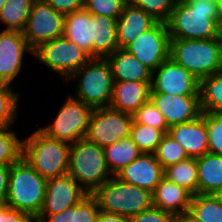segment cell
<instances>
[{"label": "cell", "instance_id": "6da1fadb", "mask_svg": "<svg viewBox=\"0 0 222 222\" xmlns=\"http://www.w3.org/2000/svg\"><path fill=\"white\" fill-rule=\"evenodd\" d=\"M170 39L222 38L217 4L207 0L176 2L166 21Z\"/></svg>", "mask_w": 222, "mask_h": 222}, {"label": "cell", "instance_id": "7a4b0ae2", "mask_svg": "<svg viewBox=\"0 0 222 222\" xmlns=\"http://www.w3.org/2000/svg\"><path fill=\"white\" fill-rule=\"evenodd\" d=\"M169 57L200 82L222 72V38L170 39Z\"/></svg>", "mask_w": 222, "mask_h": 222}, {"label": "cell", "instance_id": "3957f363", "mask_svg": "<svg viewBox=\"0 0 222 222\" xmlns=\"http://www.w3.org/2000/svg\"><path fill=\"white\" fill-rule=\"evenodd\" d=\"M46 184L47 179L22 157L11 165L5 204L37 218L45 198Z\"/></svg>", "mask_w": 222, "mask_h": 222}, {"label": "cell", "instance_id": "277c9868", "mask_svg": "<svg viewBox=\"0 0 222 222\" xmlns=\"http://www.w3.org/2000/svg\"><path fill=\"white\" fill-rule=\"evenodd\" d=\"M70 144L48 137L40 129L23 139V157L45 179L68 174Z\"/></svg>", "mask_w": 222, "mask_h": 222}, {"label": "cell", "instance_id": "5b68a950", "mask_svg": "<svg viewBox=\"0 0 222 222\" xmlns=\"http://www.w3.org/2000/svg\"><path fill=\"white\" fill-rule=\"evenodd\" d=\"M68 174L88 193L93 194L113 175L109 171L103 147L86 138L70 144Z\"/></svg>", "mask_w": 222, "mask_h": 222}, {"label": "cell", "instance_id": "8992f818", "mask_svg": "<svg viewBox=\"0 0 222 222\" xmlns=\"http://www.w3.org/2000/svg\"><path fill=\"white\" fill-rule=\"evenodd\" d=\"M92 195L96 198L99 209L127 217L153 206L150 191L124 182L116 175L110 177Z\"/></svg>", "mask_w": 222, "mask_h": 222}, {"label": "cell", "instance_id": "52a82bcc", "mask_svg": "<svg viewBox=\"0 0 222 222\" xmlns=\"http://www.w3.org/2000/svg\"><path fill=\"white\" fill-rule=\"evenodd\" d=\"M72 79L74 81L79 80L75 99L82 101L93 109L110 106L113 77L111 66L106 58H91L67 81Z\"/></svg>", "mask_w": 222, "mask_h": 222}, {"label": "cell", "instance_id": "ba28073f", "mask_svg": "<svg viewBox=\"0 0 222 222\" xmlns=\"http://www.w3.org/2000/svg\"><path fill=\"white\" fill-rule=\"evenodd\" d=\"M93 108L68 96L62 104L54 121L40 128L48 137L72 144L85 138L90 124Z\"/></svg>", "mask_w": 222, "mask_h": 222}, {"label": "cell", "instance_id": "9c48e42d", "mask_svg": "<svg viewBox=\"0 0 222 222\" xmlns=\"http://www.w3.org/2000/svg\"><path fill=\"white\" fill-rule=\"evenodd\" d=\"M33 56L66 81L91 59L85 51L63 36L42 43L34 50Z\"/></svg>", "mask_w": 222, "mask_h": 222}, {"label": "cell", "instance_id": "30bf717a", "mask_svg": "<svg viewBox=\"0 0 222 222\" xmlns=\"http://www.w3.org/2000/svg\"><path fill=\"white\" fill-rule=\"evenodd\" d=\"M133 116L112 107L94 108L85 138L100 147L129 136Z\"/></svg>", "mask_w": 222, "mask_h": 222}, {"label": "cell", "instance_id": "8fae6325", "mask_svg": "<svg viewBox=\"0 0 222 222\" xmlns=\"http://www.w3.org/2000/svg\"><path fill=\"white\" fill-rule=\"evenodd\" d=\"M65 15L44 0H35L23 31L27 44L35 50L44 42L63 36Z\"/></svg>", "mask_w": 222, "mask_h": 222}, {"label": "cell", "instance_id": "7c38bea8", "mask_svg": "<svg viewBox=\"0 0 222 222\" xmlns=\"http://www.w3.org/2000/svg\"><path fill=\"white\" fill-rule=\"evenodd\" d=\"M124 49L153 72L169 58L170 34L166 22L158 21Z\"/></svg>", "mask_w": 222, "mask_h": 222}, {"label": "cell", "instance_id": "4fadbf2b", "mask_svg": "<svg viewBox=\"0 0 222 222\" xmlns=\"http://www.w3.org/2000/svg\"><path fill=\"white\" fill-rule=\"evenodd\" d=\"M150 86V92L178 96H200L199 81L170 57L152 72Z\"/></svg>", "mask_w": 222, "mask_h": 222}, {"label": "cell", "instance_id": "5bb4252c", "mask_svg": "<svg viewBox=\"0 0 222 222\" xmlns=\"http://www.w3.org/2000/svg\"><path fill=\"white\" fill-rule=\"evenodd\" d=\"M88 193L69 174L47 180L39 215H54L78 204Z\"/></svg>", "mask_w": 222, "mask_h": 222}, {"label": "cell", "instance_id": "9a60e30c", "mask_svg": "<svg viewBox=\"0 0 222 222\" xmlns=\"http://www.w3.org/2000/svg\"><path fill=\"white\" fill-rule=\"evenodd\" d=\"M33 55L23 32L2 30L0 32V83L10 84L21 72L24 54Z\"/></svg>", "mask_w": 222, "mask_h": 222}, {"label": "cell", "instance_id": "2e32d148", "mask_svg": "<svg viewBox=\"0 0 222 222\" xmlns=\"http://www.w3.org/2000/svg\"><path fill=\"white\" fill-rule=\"evenodd\" d=\"M150 100L163 114L168 127L193 121L202 115L200 96L150 92Z\"/></svg>", "mask_w": 222, "mask_h": 222}, {"label": "cell", "instance_id": "e0dca14e", "mask_svg": "<svg viewBox=\"0 0 222 222\" xmlns=\"http://www.w3.org/2000/svg\"><path fill=\"white\" fill-rule=\"evenodd\" d=\"M116 176L124 182L153 193L164 177V169L157 161L155 153L142 152L134 161L121 169Z\"/></svg>", "mask_w": 222, "mask_h": 222}, {"label": "cell", "instance_id": "ac0fdd59", "mask_svg": "<svg viewBox=\"0 0 222 222\" xmlns=\"http://www.w3.org/2000/svg\"><path fill=\"white\" fill-rule=\"evenodd\" d=\"M168 134L182 146L189 158H197L209 152L204 112L193 121L170 126Z\"/></svg>", "mask_w": 222, "mask_h": 222}, {"label": "cell", "instance_id": "d6986e66", "mask_svg": "<svg viewBox=\"0 0 222 222\" xmlns=\"http://www.w3.org/2000/svg\"><path fill=\"white\" fill-rule=\"evenodd\" d=\"M157 22L151 14L128 1L117 19L116 39L118 48H125Z\"/></svg>", "mask_w": 222, "mask_h": 222}, {"label": "cell", "instance_id": "ffe728a7", "mask_svg": "<svg viewBox=\"0 0 222 222\" xmlns=\"http://www.w3.org/2000/svg\"><path fill=\"white\" fill-rule=\"evenodd\" d=\"M151 82L113 81L110 107L134 114L150 99Z\"/></svg>", "mask_w": 222, "mask_h": 222}, {"label": "cell", "instance_id": "44dd1931", "mask_svg": "<svg viewBox=\"0 0 222 222\" xmlns=\"http://www.w3.org/2000/svg\"><path fill=\"white\" fill-rule=\"evenodd\" d=\"M106 59L111 66L113 81L151 82L152 80V71L124 48H118Z\"/></svg>", "mask_w": 222, "mask_h": 222}, {"label": "cell", "instance_id": "7402d4cb", "mask_svg": "<svg viewBox=\"0 0 222 222\" xmlns=\"http://www.w3.org/2000/svg\"><path fill=\"white\" fill-rule=\"evenodd\" d=\"M152 197L154 207L175 215L189 210L192 195L182 186L163 177Z\"/></svg>", "mask_w": 222, "mask_h": 222}, {"label": "cell", "instance_id": "603a6c76", "mask_svg": "<svg viewBox=\"0 0 222 222\" xmlns=\"http://www.w3.org/2000/svg\"><path fill=\"white\" fill-rule=\"evenodd\" d=\"M92 58H107L118 49L117 19L91 14Z\"/></svg>", "mask_w": 222, "mask_h": 222}, {"label": "cell", "instance_id": "cb8c5ba5", "mask_svg": "<svg viewBox=\"0 0 222 222\" xmlns=\"http://www.w3.org/2000/svg\"><path fill=\"white\" fill-rule=\"evenodd\" d=\"M63 37L75 43L92 58L91 13L83 8L66 14Z\"/></svg>", "mask_w": 222, "mask_h": 222}, {"label": "cell", "instance_id": "d4e9b609", "mask_svg": "<svg viewBox=\"0 0 222 222\" xmlns=\"http://www.w3.org/2000/svg\"><path fill=\"white\" fill-rule=\"evenodd\" d=\"M198 191L217 195L222 190V155L206 153L196 158Z\"/></svg>", "mask_w": 222, "mask_h": 222}, {"label": "cell", "instance_id": "484cf974", "mask_svg": "<svg viewBox=\"0 0 222 222\" xmlns=\"http://www.w3.org/2000/svg\"><path fill=\"white\" fill-rule=\"evenodd\" d=\"M103 149L107 167L112 175H116L142 153L129 136Z\"/></svg>", "mask_w": 222, "mask_h": 222}, {"label": "cell", "instance_id": "4316f807", "mask_svg": "<svg viewBox=\"0 0 222 222\" xmlns=\"http://www.w3.org/2000/svg\"><path fill=\"white\" fill-rule=\"evenodd\" d=\"M199 94L202 112L222 116V72L202 79Z\"/></svg>", "mask_w": 222, "mask_h": 222}, {"label": "cell", "instance_id": "83f0119b", "mask_svg": "<svg viewBox=\"0 0 222 222\" xmlns=\"http://www.w3.org/2000/svg\"><path fill=\"white\" fill-rule=\"evenodd\" d=\"M164 177L182 186L192 196L198 191V169L196 158H188L164 169Z\"/></svg>", "mask_w": 222, "mask_h": 222}, {"label": "cell", "instance_id": "f1b7e54d", "mask_svg": "<svg viewBox=\"0 0 222 222\" xmlns=\"http://www.w3.org/2000/svg\"><path fill=\"white\" fill-rule=\"evenodd\" d=\"M35 0H7L0 10V22L6 25L3 30L23 32Z\"/></svg>", "mask_w": 222, "mask_h": 222}, {"label": "cell", "instance_id": "f546056e", "mask_svg": "<svg viewBox=\"0 0 222 222\" xmlns=\"http://www.w3.org/2000/svg\"><path fill=\"white\" fill-rule=\"evenodd\" d=\"M189 210L201 222H222V200L218 195L198 193L192 196Z\"/></svg>", "mask_w": 222, "mask_h": 222}, {"label": "cell", "instance_id": "4dcf8cb0", "mask_svg": "<svg viewBox=\"0 0 222 222\" xmlns=\"http://www.w3.org/2000/svg\"><path fill=\"white\" fill-rule=\"evenodd\" d=\"M164 135L160 129L134 121L131 123L129 137L141 152L155 153Z\"/></svg>", "mask_w": 222, "mask_h": 222}, {"label": "cell", "instance_id": "1f68e13d", "mask_svg": "<svg viewBox=\"0 0 222 222\" xmlns=\"http://www.w3.org/2000/svg\"><path fill=\"white\" fill-rule=\"evenodd\" d=\"M10 127H0V163L9 166L23 157V139H18Z\"/></svg>", "mask_w": 222, "mask_h": 222}, {"label": "cell", "instance_id": "d6a6232c", "mask_svg": "<svg viewBox=\"0 0 222 222\" xmlns=\"http://www.w3.org/2000/svg\"><path fill=\"white\" fill-rule=\"evenodd\" d=\"M155 156L163 169L189 158L182 146L168 133L162 137Z\"/></svg>", "mask_w": 222, "mask_h": 222}, {"label": "cell", "instance_id": "836d02e7", "mask_svg": "<svg viewBox=\"0 0 222 222\" xmlns=\"http://www.w3.org/2000/svg\"><path fill=\"white\" fill-rule=\"evenodd\" d=\"M19 94L10 84L0 83V127L12 126L16 120Z\"/></svg>", "mask_w": 222, "mask_h": 222}, {"label": "cell", "instance_id": "e575fe53", "mask_svg": "<svg viewBox=\"0 0 222 222\" xmlns=\"http://www.w3.org/2000/svg\"><path fill=\"white\" fill-rule=\"evenodd\" d=\"M132 116L134 122L160 129L164 134L168 133L169 127L165 122L163 114L155 107L150 99Z\"/></svg>", "mask_w": 222, "mask_h": 222}, {"label": "cell", "instance_id": "d590c367", "mask_svg": "<svg viewBox=\"0 0 222 222\" xmlns=\"http://www.w3.org/2000/svg\"><path fill=\"white\" fill-rule=\"evenodd\" d=\"M129 0H85L84 8L93 15L118 19Z\"/></svg>", "mask_w": 222, "mask_h": 222}, {"label": "cell", "instance_id": "8d00e7d4", "mask_svg": "<svg viewBox=\"0 0 222 222\" xmlns=\"http://www.w3.org/2000/svg\"><path fill=\"white\" fill-rule=\"evenodd\" d=\"M133 5L151 14L157 21L166 22L176 3L175 0H129Z\"/></svg>", "mask_w": 222, "mask_h": 222}, {"label": "cell", "instance_id": "74e56055", "mask_svg": "<svg viewBox=\"0 0 222 222\" xmlns=\"http://www.w3.org/2000/svg\"><path fill=\"white\" fill-rule=\"evenodd\" d=\"M208 131L209 152L222 155V116L204 113Z\"/></svg>", "mask_w": 222, "mask_h": 222}, {"label": "cell", "instance_id": "f35d334b", "mask_svg": "<svg viewBox=\"0 0 222 222\" xmlns=\"http://www.w3.org/2000/svg\"><path fill=\"white\" fill-rule=\"evenodd\" d=\"M99 210L96 198L88 194L73 206V222H97Z\"/></svg>", "mask_w": 222, "mask_h": 222}, {"label": "cell", "instance_id": "ab89813d", "mask_svg": "<svg viewBox=\"0 0 222 222\" xmlns=\"http://www.w3.org/2000/svg\"><path fill=\"white\" fill-rule=\"evenodd\" d=\"M171 216L172 214L152 206L137 215L130 216L129 220L130 222H166Z\"/></svg>", "mask_w": 222, "mask_h": 222}, {"label": "cell", "instance_id": "60d3db41", "mask_svg": "<svg viewBox=\"0 0 222 222\" xmlns=\"http://www.w3.org/2000/svg\"><path fill=\"white\" fill-rule=\"evenodd\" d=\"M52 6L56 11L66 15L74 11L83 9L85 0H44Z\"/></svg>", "mask_w": 222, "mask_h": 222}, {"label": "cell", "instance_id": "b9f144b4", "mask_svg": "<svg viewBox=\"0 0 222 222\" xmlns=\"http://www.w3.org/2000/svg\"><path fill=\"white\" fill-rule=\"evenodd\" d=\"M0 222H37V218L17 209L6 207L0 213Z\"/></svg>", "mask_w": 222, "mask_h": 222}, {"label": "cell", "instance_id": "7bdbcfd3", "mask_svg": "<svg viewBox=\"0 0 222 222\" xmlns=\"http://www.w3.org/2000/svg\"><path fill=\"white\" fill-rule=\"evenodd\" d=\"M37 222H73V206L54 215H38Z\"/></svg>", "mask_w": 222, "mask_h": 222}, {"label": "cell", "instance_id": "ee69618b", "mask_svg": "<svg viewBox=\"0 0 222 222\" xmlns=\"http://www.w3.org/2000/svg\"><path fill=\"white\" fill-rule=\"evenodd\" d=\"M11 166L0 163V203H5L8 192V177Z\"/></svg>", "mask_w": 222, "mask_h": 222}, {"label": "cell", "instance_id": "f6af8a7d", "mask_svg": "<svg viewBox=\"0 0 222 222\" xmlns=\"http://www.w3.org/2000/svg\"><path fill=\"white\" fill-rule=\"evenodd\" d=\"M97 222H130L129 217L99 210Z\"/></svg>", "mask_w": 222, "mask_h": 222}, {"label": "cell", "instance_id": "bcb514c9", "mask_svg": "<svg viewBox=\"0 0 222 222\" xmlns=\"http://www.w3.org/2000/svg\"><path fill=\"white\" fill-rule=\"evenodd\" d=\"M174 222H201L190 210L174 215Z\"/></svg>", "mask_w": 222, "mask_h": 222}, {"label": "cell", "instance_id": "7dc6e473", "mask_svg": "<svg viewBox=\"0 0 222 222\" xmlns=\"http://www.w3.org/2000/svg\"><path fill=\"white\" fill-rule=\"evenodd\" d=\"M218 24L222 28V0H217Z\"/></svg>", "mask_w": 222, "mask_h": 222}, {"label": "cell", "instance_id": "c3c4849f", "mask_svg": "<svg viewBox=\"0 0 222 222\" xmlns=\"http://www.w3.org/2000/svg\"><path fill=\"white\" fill-rule=\"evenodd\" d=\"M7 207L5 203H0V213Z\"/></svg>", "mask_w": 222, "mask_h": 222}, {"label": "cell", "instance_id": "681fc988", "mask_svg": "<svg viewBox=\"0 0 222 222\" xmlns=\"http://www.w3.org/2000/svg\"><path fill=\"white\" fill-rule=\"evenodd\" d=\"M7 0H0V10L2 9V7L4 6V4L6 3Z\"/></svg>", "mask_w": 222, "mask_h": 222}, {"label": "cell", "instance_id": "f907efd6", "mask_svg": "<svg viewBox=\"0 0 222 222\" xmlns=\"http://www.w3.org/2000/svg\"><path fill=\"white\" fill-rule=\"evenodd\" d=\"M166 222H174V215H172Z\"/></svg>", "mask_w": 222, "mask_h": 222}, {"label": "cell", "instance_id": "816d5d0a", "mask_svg": "<svg viewBox=\"0 0 222 222\" xmlns=\"http://www.w3.org/2000/svg\"><path fill=\"white\" fill-rule=\"evenodd\" d=\"M219 197H220V199L222 200V190L217 194Z\"/></svg>", "mask_w": 222, "mask_h": 222}, {"label": "cell", "instance_id": "f5cc1de1", "mask_svg": "<svg viewBox=\"0 0 222 222\" xmlns=\"http://www.w3.org/2000/svg\"><path fill=\"white\" fill-rule=\"evenodd\" d=\"M176 2H182V1H186V0H175Z\"/></svg>", "mask_w": 222, "mask_h": 222}]
</instances>
